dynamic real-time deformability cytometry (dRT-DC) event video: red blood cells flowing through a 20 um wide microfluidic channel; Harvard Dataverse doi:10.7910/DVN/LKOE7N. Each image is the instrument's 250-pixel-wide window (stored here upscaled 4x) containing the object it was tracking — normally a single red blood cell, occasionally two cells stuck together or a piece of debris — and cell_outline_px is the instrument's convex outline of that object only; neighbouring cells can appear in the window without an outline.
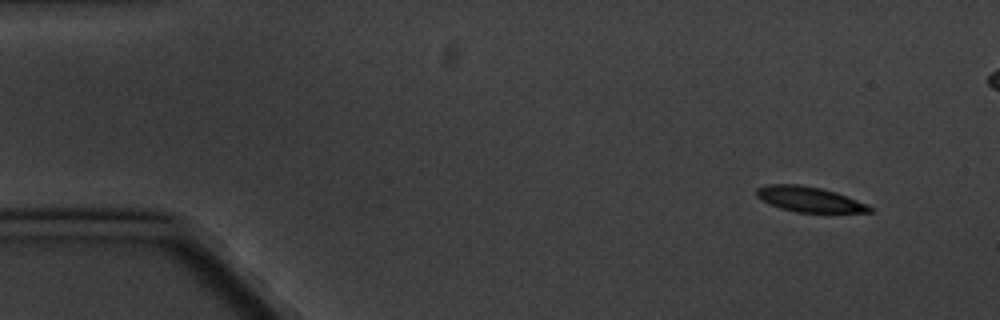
{"species": "common noctule bat (a hibernating species)", "species_latin": "Nyctalus noctula", "temperature_condition": "cold", "stored_images_in_passage": 11, "segment_of_instrument_passage": [1, 2], "camera_frame_rate_fps": 3000, "um_per_image_px": 0.085, "animal": {"sex": "male", "body_mass_g": 20.1, "forearm_length_mm": 53.5}, "frame": {"image": 1, "passage_image": 1, "time_ms": 0.0, "image_size_px": [1000, 320], "cell_outline_px": [[872, 212], [796, 212], [780, 208], [768, 204], [760, 200], [756, 196], [756, 188], [768, 184], [796, 184], [820, 188], [836, 192], [868, 204], [872, 208]], "centroid_in_image_um": [68.75, 16.94], "position_along_channel_um": 16.3, "area_um2": 16.65}}
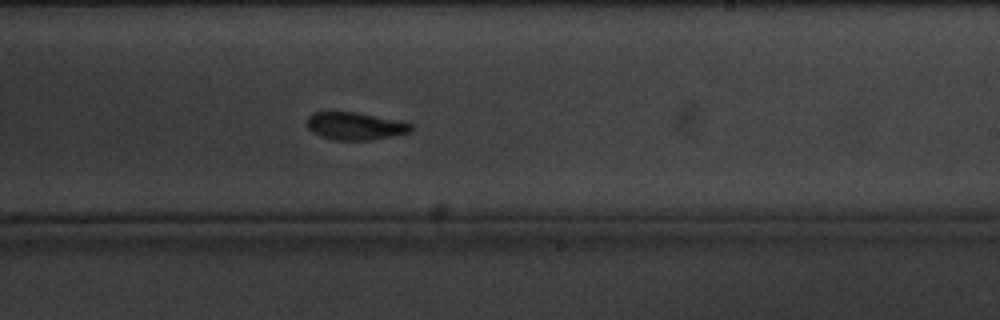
{"frame": {"image": 2, "passage_image": 10, "time_ms": 10.333, "image_size_px": [1000, 320], "cell_outline_px": [[412, 128], [408, 132], [372, 140], [332, 140], [320, 136], [312, 132], [308, 128], [308, 116], [312, 112], [356, 112], [412, 124]], "centroid_in_image_um": [30.11, 10.72], "position_along_channel_um": 258.9, "area_um2": 16.42}}